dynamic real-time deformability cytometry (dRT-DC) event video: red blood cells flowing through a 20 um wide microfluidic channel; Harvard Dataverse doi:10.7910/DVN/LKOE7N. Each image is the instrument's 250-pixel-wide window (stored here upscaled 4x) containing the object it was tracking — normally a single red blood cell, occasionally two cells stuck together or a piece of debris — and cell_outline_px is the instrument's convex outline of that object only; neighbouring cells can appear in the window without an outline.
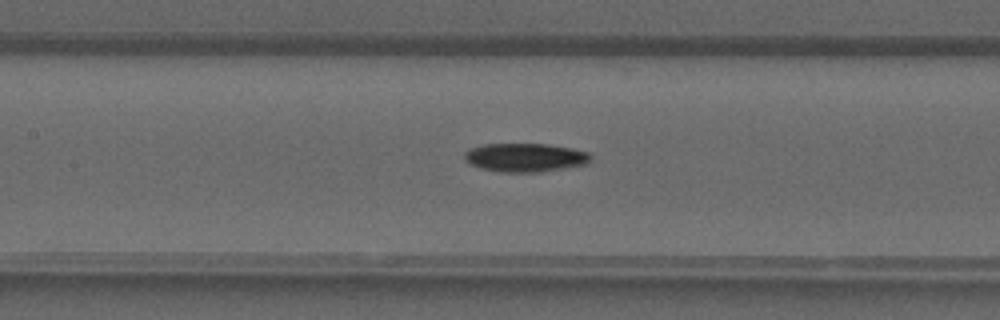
{"species": "common noctule bat (a hibernating species)", "species_latin": "Nyctalus noctula", "temperature_condition": "warm", "stored_images_in_passage": 40, "camera_frame_rate_fps": 3000, "um_per_image_px": 0.085, "animal": {"sex": "male", "forearm_length_mm": 52.5}, "frame": {"image": 1, "passage_image": 19, "time_ms": 6.0, "image_size_px": [1000, 320], "cell_outline_px": [[592, 160], [584, 164], [564, 168], [540, 172], [500, 172], [480, 168], [464, 160], [464, 152], [472, 148], [484, 144], [548, 144], [572, 148], [588, 152], [592, 156]], "centroid_in_image_um": [44.65, 13.39], "position_along_channel_um": 162.8, "area_um2": 21.04}}
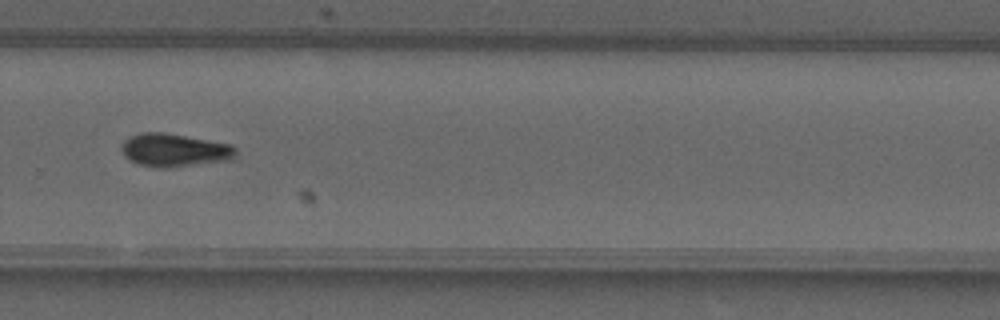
{"frame": {"image": 2, "passage_image": 28, "time_ms": 9.0, "image_size_px": [1000, 320], "cell_outline_px": [[240, 152], [232, 160], [160, 168], [136, 164], [128, 160], [124, 156], [120, 148], [120, 144], [124, 140], [132, 136], [144, 132], [164, 132], [232, 144]], "centroid_in_image_um": [14.84, 12.76], "position_along_channel_um": 315.0, "area_um2": 22.31}}
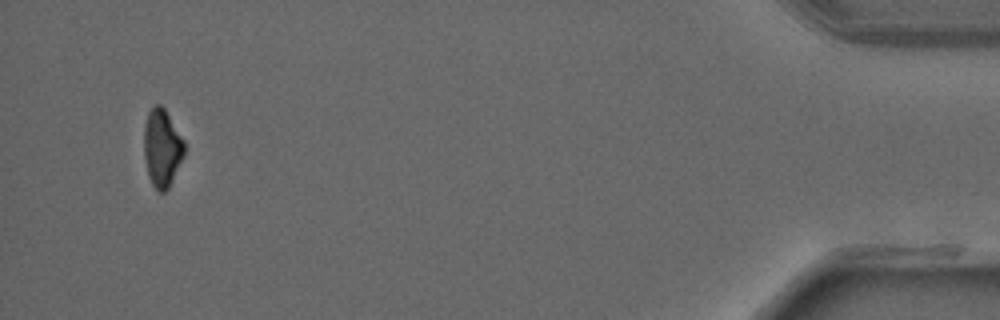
{"frame": {"image": 3, "passage_image": 39, "time_ms": 12.667, "image_size_px": [1000, 320], "cell_outline_px": [[184, 156], [168, 188], [164, 192], [160, 192], [152, 184], [148, 176], [144, 156], [144, 124], [148, 112], [156, 104], [160, 104], [164, 108], [184, 140]], "centroid_in_image_um": [13.76, 12.57], "position_along_channel_um": 421.4, "area_um2": 18.15}}